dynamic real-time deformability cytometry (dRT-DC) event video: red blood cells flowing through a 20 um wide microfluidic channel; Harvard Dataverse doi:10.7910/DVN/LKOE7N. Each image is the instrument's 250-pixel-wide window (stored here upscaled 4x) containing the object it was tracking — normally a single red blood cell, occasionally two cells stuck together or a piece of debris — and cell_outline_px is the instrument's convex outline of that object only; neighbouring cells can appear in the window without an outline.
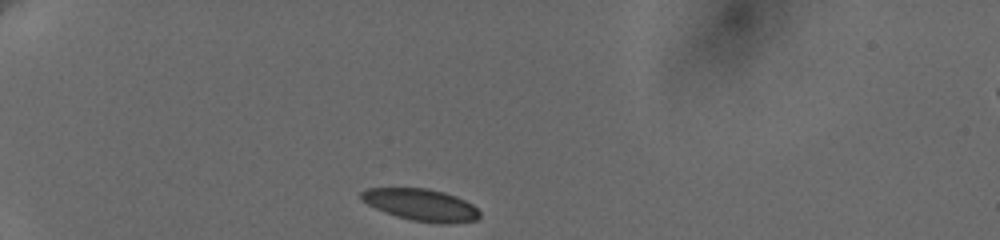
{"species": "human", "species_latin": "Homo sapiens", "temperature_condition": "cold", "stored_images_in_passage": 10, "camera_frame_rate_fps": 3000, "um_per_image_px": 0.085, "donor": {"sex": "female"}, "frame": {"image": 1, "passage_image": 1, "time_ms": 0.0, "image_size_px": [1000, 240], "cell_outline_px": [[480, 216], [476, 220], [448, 224], [440, 224], [412, 220], [396, 216], [384, 212], [360, 200], [360, 192], [368, 188], [428, 188], [444, 192], [456, 196], [472, 204], [480, 212]], "centroid_in_image_um": [35.78, 17.41], "position_along_channel_um": 49.2, "area_um2": 22.14}}
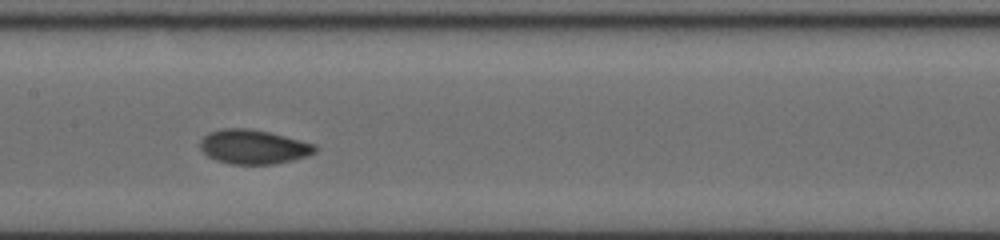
{"frame": {"image": 2, "passage_image": 6, "time_ms": 5.0, "image_size_px": [1000, 240], "cell_outline_px": [[316, 152], [292, 160], [272, 164], [228, 164], [216, 160], [208, 156], [200, 148], [200, 140], [208, 132], [220, 128], [248, 128], [268, 132], [316, 144]], "centroid_in_image_um": [21.5, 12.47], "position_along_channel_um": 185.9, "area_um2": 22.89}}
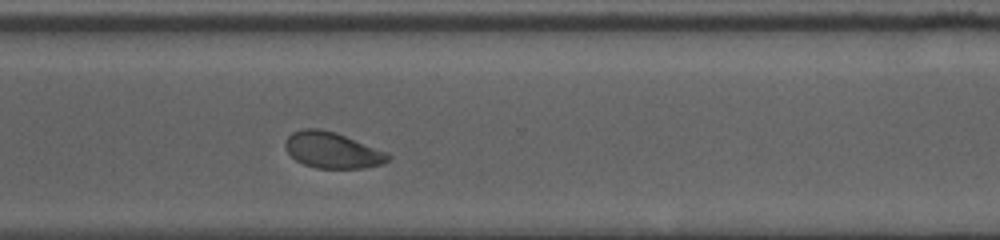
{"frame": {"image": 3, "passage_image": 10, "time_ms": 9.333, "image_size_px": [1000, 240], "cell_outline_px": [[392, 156], [388, 160], [380, 164], [364, 168], [316, 168], [304, 164], [296, 160], [284, 148], [284, 140], [292, 132], [304, 128], [320, 128], [336, 132], [388, 152]], "centroid_in_image_um": [28.23, 12.75], "position_along_channel_um": 342.4, "area_um2": 21.73}}